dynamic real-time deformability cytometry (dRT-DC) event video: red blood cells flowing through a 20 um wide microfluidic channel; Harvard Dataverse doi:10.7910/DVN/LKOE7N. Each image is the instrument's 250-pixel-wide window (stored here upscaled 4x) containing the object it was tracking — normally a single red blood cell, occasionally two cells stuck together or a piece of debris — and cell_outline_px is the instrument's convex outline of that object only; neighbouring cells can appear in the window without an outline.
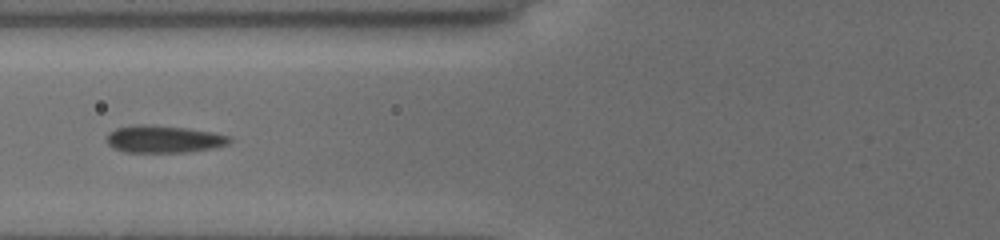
{"species": "common noctule bat (a hibernating species)", "species_latin": "Nyctalus noctula", "temperature_condition": "cold", "stored_images_in_passage": 15, "camera_frame_rate_fps": 3000, "um_per_image_px": 0.085, "animal": {"sex": "female", "body_mass_g": 19.5, "forearm_length_mm": 54.1}, "frame": {"image": 1, "passage_image": 7, "time_ms": 2.0, "image_size_px": [1000, 240], "cell_outline_px": [[232, 140], [228, 144], [212, 148], [184, 152], [124, 152], [112, 148], [108, 144], [108, 132], [116, 128], [132, 124], [152, 124], [188, 128], [212, 132], [232, 136]], "centroid_in_image_um": [13.91, 11.81], "position_along_channel_um": 111.9, "area_um2": 19.77}}
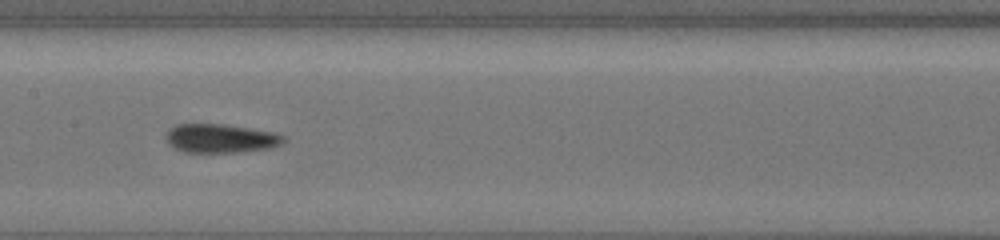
{"frame": {"image": 2, "passage_image": 13, "time_ms": 4.0, "image_size_px": [1000, 240], "cell_outline_px": [[284, 140], [280, 144], [272, 148], [236, 152], [184, 152], [168, 144], [164, 136], [176, 124], [224, 124], [272, 132], [284, 136]], "centroid_in_image_um": [18.72, 11.76], "position_along_channel_um": 188.7, "area_um2": 19.54}}